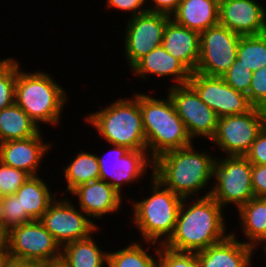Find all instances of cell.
I'll list each match as a JSON object with an SVG mask.
<instances>
[{"label":"cell","instance_id":"277c9868","mask_svg":"<svg viewBox=\"0 0 266 267\" xmlns=\"http://www.w3.org/2000/svg\"><path fill=\"white\" fill-rule=\"evenodd\" d=\"M18 64L14 102L38 125H58L67 94L49 75L40 71L22 72Z\"/></svg>","mask_w":266,"mask_h":267},{"label":"cell","instance_id":"ac0fdd59","mask_svg":"<svg viewBox=\"0 0 266 267\" xmlns=\"http://www.w3.org/2000/svg\"><path fill=\"white\" fill-rule=\"evenodd\" d=\"M71 194L79 199L80 209L86 216L97 219L107 213L117 212L123 199L121 194L101 179L81 184L74 188Z\"/></svg>","mask_w":266,"mask_h":267},{"label":"cell","instance_id":"603a6c76","mask_svg":"<svg viewBox=\"0 0 266 267\" xmlns=\"http://www.w3.org/2000/svg\"><path fill=\"white\" fill-rule=\"evenodd\" d=\"M15 195L19 198L22 212H27L33 220H39L56 197L38 175L30 176Z\"/></svg>","mask_w":266,"mask_h":267},{"label":"cell","instance_id":"4fadbf2b","mask_svg":"<svg viewBox=\"0 0 266 267\" xmlns=\"http://www.w3.org/2000/svg\"><path fill=\"white\" fill-rule=\"evenodd\" d=\"M170 19L169 15L147 11L127 20L124 46L130 68L162 45L165 26Z\"/></svg>","mask_w":266,"mask_h":267},{"label":"cell","instance_id":"9c48e42d","mask_svg":"<svg viewBox=\"0 0 266 267\" xmlns=\"http://www.w3.org/2000/svg\"><path fill=\"white\" fill-rule=\"evenodd\" d=\"M266 126V109L253 107L245 114L218 118L211 139L227 156H245L257 135Z\"/></svg>","mask_w":266,"mask_h":267},{"label":"cell","instance_id":"7a4b0ae2","mask_svg":"<svg viewBox=\"0 0 266 267\" xmlns=\"http://www.w3.org/2000/svg\"><path fill=\"white\" fill-rule=\"evenodd\" d=\"M216 157L195 152L193 144L171 150L154 160L153 176L182 198L192 197L213 178Z\"/></svg>","mask_w":266,"mask_h":267},{"label":"cell","instance_id":"f1b7e54d","mask_svg":"<svg viewBox=\"0 0 266 267\" xmlns=\"http://www.w3.org/2000/svg\"><path fill=\"white\" fill-rule=\"evenodd\" d=\"M141 245L134 242L113 253L108 251L106 267H157L158 260L147 253L149 247Z\"/></svg>","mask_w":266,"mask_h":267},{"label":"cell","instance_id":"f546056e","mask_svg":"<svg viewBox=\"0 0 266 267\" xmlns=\"http://www.w3.org/2000/svg\"><path fill=\"white\" fill-rule=\"evenodd\" d=\"M18 62L12 58L0 60V110L14 103Z\"/></svg>","mask_w":266,"mask_h":267},{"label":"cell","instance_id":"8d00e7d4","mask_svg":"<svg viewBox=\"0 0 266 267\" xmlns=\"http://www.w3.org/2000/svg\"><path fill=\"white\" fill-rule=\"evenodd\" d=\"M106 2L109 8L130 11L131 17L148 11L147 7L143 6L146 0H107ZM142 7L144 8L142 9Z\"/></svg>","mask_w":266,"mask_h":267},{"label":"cell","instance_id":"d4e9b609","mask_svg":"<svg viewBox=\"0 0 266 267\" xmlns=\"http://www.w3.org/2000/svg\"><path fill=\"white\" fill-rule=\"evenodd\" d=\"M93 238L90 236L64 245L60 261L66 267H104L108 253L102 252Z\"/></svg>","mask_w":266,"mask_h":267},{"label":"cell","instance_id":"ab89813d","mask_svg":"<svg viewBox=\"0 0 266 267\" xmlns=\"http://www.w3.org/2000/svg\"><path fill=\"white\" fill-rule=\"evenodd\" d=\"M11 260V255L9 253L8 247H0V267H5Z\"/></svg>","mask_w":266,"mask_h":267},{"label":"cell","instance_id":"4dcf8cb0","mask_svg":"<svg viewBox=\"0 0 266 267\" xmlns=\"http://www.w3.org/2000/svg\"><path fill=\"white\" fill-rule=\"evenodd\" d=\"M158 256L157 267H199L196 252H178L162 244L155 249Z\"/></svg>","mask_w":266,"mask_h":267},{"label":"cell","instance_id":"484cf974","mask_svg":"<svg viewBox=\"0 0 266 267\" xmlns=\"http://www.w3.org/2000/svg\"><path fill=\"white\" fill-rule=\"evenodd\" d=\"M39 128L15 102L0 110V143L35 136Z\"/></svg>","mask_w":266,"mask_h":267},{"label":"cell","instance_id":"7bdbcfd3","mask_svg":"<svg viewBox=\"0 0 266 267\" xmlns=\"http://www.w3.org/2000/svg\"><path fill=\"white\" fill-rule=\"evenodd\" d=\"M7 246V233L0 227V247Z\"/></svg>","mask_w":266,"mask_h":267},{"label":"cell","instance_id":"9a60e30c","mask_svg":"<svg viewBox=\"0 0 266 267\" xmlns=\"http://www.w3.org/2000/svg\"><path fill=\"white\" fill-rule=\"evenodd\" d=\"M111 159L105 160L104 156L97 160L99 164V179L111 185L119 194L122 185L130 184L143 176L151 165L153 170L154 160L149 156L147 150H129L124 146L113 145ZM148 155V156H147ZM109 161V162H108Z\"/></svg>","mask_w":266,"mask_h":267},{"label":"cell","instance_id":"d6986e66","mask_svg":"<svg viewBox=\"0 0 266 267\" xmlns=\"http://www.w3.org/2000/svg\"><path fill=\"white\" fill-rule=\"evenodd\" d=\"M231 233L223 241L196 252L199 267H249L254 247Z\"/></svg>","mask_w":266,"mask_h":267},{"label":"cell","instance_id":"f35d334b","mask_svg":"<svg viewBox=\"0 0 266 267\" xmlns=\"http://www.w3.org/2000/svg\"><path fill=\"white\" fill-rule=\"evenodd\" d=\"M154 8L150 7L148 12L163 13L171 16L178 8L180 0H153Z\"/></svg>","mask_w":266,"mask_h":267},{"label":"cell","instance_id":"7c38bea8","mask_svg":"<svg viewBox=\"0 0 266 267\" xmlns=\"http://www.w3.org/2000/svg\"><path fill=\"white\" fill-rule=\"evenodd\" d=\"M167 94L191 139L203 136L211 141L217 130L219 117L216 112L199 98L188 83L172 85Z\"/></svg>","mask_w":266,"mask_h":267},{"label":"cell","instance_id":"2e32d148","mask_svg":"<svg viewBox=\"0 0 266 267\" xmlns=\"http://www.w3.org/2000/svg\"><path fill=\"white\" fill-rule=\"evenodd\" d=\"M219 24L240 36L260 35L266 32V11L255 0H223Z\"/></svg>","mask_w":266,"mask_h":267},{"label":"cell","instance_id":"d590c367","mask_svg":"<svg viewBox=\"0 0 266 267\" xmlns=\"http://www.w3.org/2000/svg\"><path fill=\"white\" fill-rule=\"evenodd\" d=\"M245 157L252 165H266V126L257 135Z\"/></svg>","mask_w":266,"mask_h":267},{"label":"cell","instance_id":"44dd1931","mask_svg":"<svg viewBox=\"0 0 266 267\" xmlns=\"http://www.w3.org/2000/svg\"><path fill=\"white\" fill-rule=\"evenodd\" d=\"M133 73L146 80L147 74L156 76H172L174 86L187 84L191 72L174 56L169 54L162 45L150 51L141 58L132 68Z\"/></svg>","mask_w":266,"mask_h":267},{"label":"cell","instance_id":"83f0119b","mask_svg":"<svg viewBox=\"0 0 266 267\" xmlns=\"http://www.w3.org/2000/svg\"><path fill=\"white\" fill-rule=\"evenodd\" d=\"M237 59L252 72L266 65V32L260 35L241 36Z\"/></svg>","mask_w":266,"mask_h":267},{"label":"cell","instance_id":"5bb4252c","mask_svg":"<svg viewBox=\"0 0 266 267\" xmlns=\"http://www.w3.org/2000/svg\"><path fill=\"white\" fill-rule=\"evenodd\" d=\"M188 84L219 118L245 114L254 107L246 94L236 91L221 77H210L193 72Z\"/></svg>","mask_w":266,"mask_h":267},{"label":"cell","instance_id":"5b68a950","mask_svg":"<svg viewBox=\"0 0 266 267\" xmlns=\"http://www.w3.org/2000/svg\"><path fill=\"white\" fill-rule=\"evenodd\" d=\"M133 98L118 99L113 104L87 115L88 123L110 145L124 146L129 150H147L139 94Z\"/></svg>","mask_w":266,"mask_h":267},{"label":"cell","instance_id":"f6af8a7d","mask_svg":"<svg viewBox=\"0 0 266 267\" xmlns=\"http://www.w3.org/2000/svg\"><path fill=\"white\" fill-rule=\"evenodd\" d=\"M34 267H44V264H42V265H39V266H34Z\"/></svg>","mask_w":266,"mask_h":267},{"label":"cell","instance_id":"8fae6325","mask_svg":"<svg viewBox=\"0 0 266 267\" xmlns=\"http://www.w3.org/2000/svg\"><path fill=\"white\" fill-rule=\"evenodd\" d=\"M74 206L67 198L61 201L55 199L39 219L61 248L70 242L92 236L98 229L93 220L85 217L84 212Z\"/></svg>","mask_w":266,"mask_h":267},{"label":"cell","instance_id":"e575fe53","mask_svg":"<svg viewBox=\"0 0 266 267\" xmlns=\"http://www.w3.org/2000/svg\"><path fill=\"white\" fill-rule=\"evenodd\" d=\"M247 97L254 107L266 109V65L253 71Z\"/></svg>","mask_w":266,"mask_h":267},{"label":"cell","instance_id":"30bf717a","mask_svg":"<svg viewBox=\"0 0 266 267\" xmlns=\"http://www.w3.org/2000/svg\"><path fill=\"white\" fill-rule=\"evenodd\" d=\"M240 35L220 24L200 33V56L195 72L221 77L235 62Z\"/></svg>","mask_w":266,"mask_h":267},{"label":"cell","instance_id":"ee69618b","mask_svg":"<svg viewBox=\"0 0 266 267\" xmlns=\"http://www.w3.org/2000/svg\"><path fill=\"white\" fill-rule=\"evenodd\" d=\"M44 267H66L61 261L44 264Z\"/></svg>","mask_w":266,"mask_h":267},{"label":"cell","instance_id":"1f68e13d","mask_svg":"<svg viewBox=\"0 0 266 267\" xmlns=\"http://www.w3.org/2000/svg\"><path fill=\"white\" fill-rule=\"evenodd\" d=\"M252 73L248 67L241 64V61L236 58L221 78L236 91L247 95L250 90Z\"/></svg>","mask_w":266,"mask_h":267},{"label":"cell","instance_id":"74e56055","mask_svg":"<svg viewBox=\"0 0 266 267\" xmlns=\"http://www.w3.org/2000/svg\"><path fill=\"white\" fill-rule=\"evenodd\" d=\"M251 181L255 197L266 198V165H252Z\"/></svg>","mask_w":266,"mask_h":267},{"label":"cell","instance_id":"ffe728a7","mask_svg":"<svg viewBox=\"0 0 266 267\" xmlns=\"http://www.w3.org/2000/svg\"><path fill=\"white\" fill-rule=\"evenodd\" d=\"M163 48L178 59L191 73L195 72L200 56V33L170 19L165 26Z\"/></svg>","mask_w":266,"mask_h":267},{"label":"cell","instance_id":"cb8c5ba5","mask_svg":"<svg viewBox=\"0 0 266 267\" xmlns=\"http://www.w3.org/2000/svg\"><path fill=\"white\" fill-rule=\"evenodd\" d=\"M241 229L247 236V245L254 248L266 244V198L253 197L239 209ZM256 246V247H255Z\"/></svg>","mask_w":266,"mask_h":267},{"label":"cell","instance_id":"b9f144b4","mask_svg":"<svg viewBox=\"0 0 266 267\" xmlns=\"http://www.w3.org/2000/svg\"><path fill=\"white\" fill-rule=\"evenodd\" d=\"M0 227L5 231V216L3 209V197H0Z\"/></svg>","mask_w":266,"mask_h":267},{"label":"cell","instance_id":"ba28073f","mask_svg":"<svg viewBox=\"0 0 266 267\" xmlns=\"http://www.w3.org/2000/svg\"><path fill=\"white\" fill-rule=\"evenodd\" d=\"M7 247L12 260L35 266L61 260L62 248L39 220L11 228Z\"/></svg>","mask_w":266,"mask_h":267},{"label":"cell","instance_id":"836d02e7","mask_svg":"<svg viewBox=\"0 0 266 267\" xmlns=\"http://www.w3.org/2000/svg\"><path fill=\"white\" fill-rule=\"evenodd\" d=\"M3 209L6 233L13 227L33 221L27 212H22L19 198L15 194L3 197Z\"/></svg>","mask_w":266,"mask_h":267},{"label":"cell","instance_id":"52a82bcc","mask_svg":"<svg viewBox=\"0 0 266 267\" xmlns=\"http://www.w3.org/2000/svg\"><path fill=\"white\" fill-rule=\"evenodd\" d=\"M252 164L245 156L216 158L214 164L215 185L208 191L223 209L227 204H235L236 209L255 197L252 190Z\"/></svg>","mask_w":266,"mask_h":267},{"label":"cell","instance_id":"4316f807","mask_svg":"<svg viewBox=\"0 0 266 267\" xmlns=\"http://www.w3.org/2000/svg\"><path fill=\"white\" fill-rule=\"evenodd\" d=\"M67 181L65 192H71L77 186L99 179V164L94 153L81 152L70 164L63 167Z\"/></svg>","mask_w":266,"mask_h":267},{"label":"cell","instance_id":"60d3db41","mask_svg":"<svg viewBox=\"0 0 266 267\" xmlns=\"http://www.w3.org/2000/svg\"><path fill=\"white\" fill-rule=\"evenodd\" d=\"M34 266L35 265L27 263V262H22V261L11 259L5 267H34Z\"/></svg>","mask_w":266,"mask_h":267},{"label":"cell","instance_id":"6da1fadb","mask_svg":"<svg viewBox=\"0 0 266 267\" xmlns=\"http://www.w3.org/2000/svg\"><path fill=\"white\" fill-rule=\"evenodd\" d=\"M187 200L183 198L174 232L163 246L178 252H198L230 235L224 234L227 227L223 207L208 193L193 204L186 205Z\"/></svg>","mask_w":266,"mask_h":267},{"label":"cell","instance_id":"8992f818","mask_svg":"<svg viewBox=\"0 0 266 267\" xmlns=\"http://www.w3.org/2000/svg\"><path fill=\"white\" fill-rule=\"evenodd\" d=\"M151 175L152 194L142 201L133 203V222L145 242L163 245L174 232L183 198L163 186L153 176V171Z\"/></svg>","mask_w":266,"mask_h":267},{"label":"cell","instance_id":"e0dca14e","mask_svg":"<svg viewBox=\"0 0 266 267\" xmlns=\"http://www.w3.org/2000/svg\"><path fill=\"white\" fill-rule=\"evenodd\" d=\"M39 131L35 136L0 143V161L7 166L37 176L38 166L42 163L45 153L51 148V143H43Z\"/></svg>","mask_w":266,"mask_h":267},{"label":"cell","instance_id":"d6a6232c","mask_svg":"<svg viewBox=\"0 0 266 267\" xmlns=\"http://www.w3.org/2000/svg\"><path fill=\"white\" fill-rule=\"evenodd\" d=\"M29 177L27 172L4 165L0 161V197L15 194Z\"/></svg>","mask_w":266,"mask_h":267},{"label":"cell","instance_id":"3957f363","mask_svg":"<svg viewBox=\"0 0 266 267\" xmlns=\"http://www.w3.org/2000/svg\"><path fill=\"white\" fill-rule=\"evenodd\" d=\"M147 152L155 160L161 154L193 144L186 126L178 116L169 95L155 99L139 93Z\"/></svg>","mask_w":266,"mask_h":267},{"label":"cell","instance_id":"7402d4cb","mask_svg":"<svg viewBox=\"0 0 266 267\" xmlns=\"http://www.w3.org/2000/svg\"><path fill=\"white\" fill-rule=\"evenodd\" d=\"M171 19L179 25L201 33L219 24V2L216 0H180Z\"/></svg>","mask_w":266,"mask_h":267}]
</instances>
